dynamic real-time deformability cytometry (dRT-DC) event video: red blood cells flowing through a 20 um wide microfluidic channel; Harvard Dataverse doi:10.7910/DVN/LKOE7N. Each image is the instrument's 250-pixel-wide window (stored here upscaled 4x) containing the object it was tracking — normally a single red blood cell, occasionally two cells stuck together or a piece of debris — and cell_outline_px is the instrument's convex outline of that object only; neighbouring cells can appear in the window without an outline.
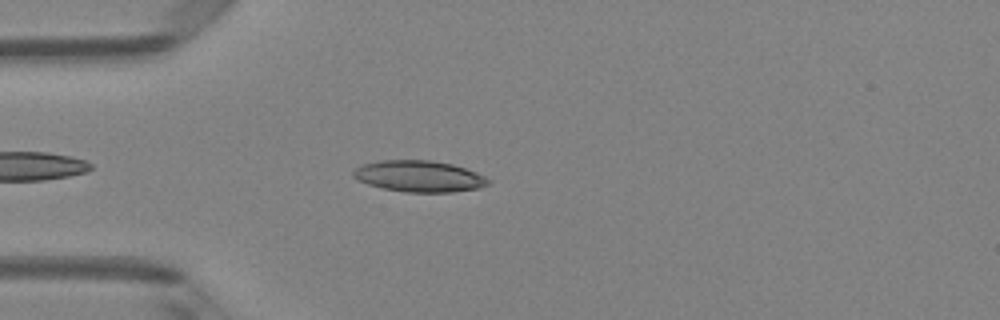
{"species": "Egyptian fruit bat (a non-hibernating species)", "species_latin": "Rousettus aegyptiacus", "temperature_condition": "room temperature", "stored_images_in_passage": 37, "camera_frame_rate_fps": 3000, "um_per_image_px": 0.085, "animal": {"sex": "female"}, "frame": {"image": 1, "passage_image": 6, "time_ms": 1.667, "image_size_px": [1000, 320], "cell_outline_px": [[492, 180], [488, 184], [480, 188], [452, 192], [404, 192], [384, 188], [368, 184], [356, 180], [352, 176], [352, 172], [360, 164], [380, 160], [432, 160], [452, 164], [476, 172]], "centroid_in_image_um": [35.61, 14.98], "position_along_channel_um": 49.4, "area_um2": 24.8}}
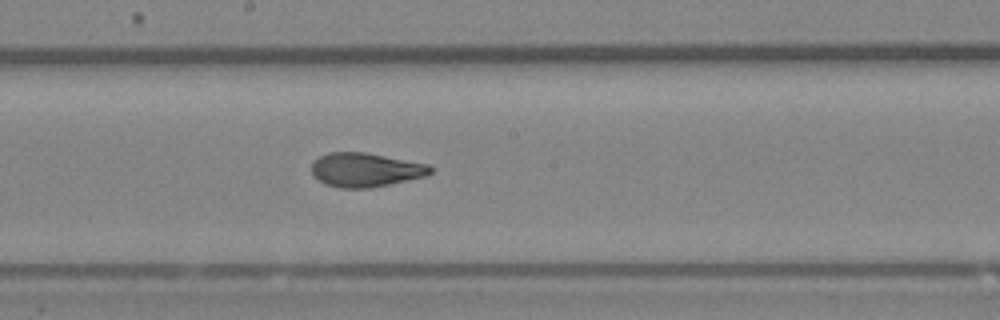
{"frame": {"image": 2, "passage_image": 19, "time_ms": 6.0, "image_size_px": [1000, 320], "cell_outline_px": [[432, 172], [428, 176], [368, 188], [340, 188], [324, 184], [312, 176], [312, 164], [320, 156], [328, 152], [364, 152], [428, 164], [432, 168]], "centroid_in_image_um": [31.05, 14.44], "position_along_channel_um": 217.1, "area_um2": 23.52}}
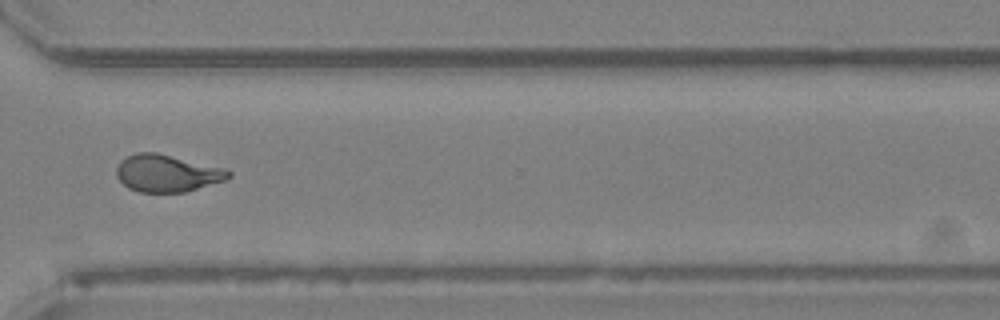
{"frame": {"image": 3, "passage_image": 29, "time_ms": 9.333, "image_size_px": [1000, 320], "cell_outline_px": [[232, 176], [224, 180], [184, 192], [140, 192], [128, 188], [116, 176], [116, 168], [120, 160], [136, 152], [156, 152], [224, 168], [232, 172]], "centroid_in_image_um": [14.17, 14.72], "position_along_channel_um": 356.4, "area_um2": 24.16}, "authors_computed_cell_mechanics": {"area_um2": 23.5246, "velocity_mm_per_s": 4.1575, "shape_relaxation_time_tau1_ms": 5.1001, "shape_relaxation_time_tau2_ms": 1.2739, "deformation_change_tau1": 0.1962, "deformation_change_tau2": 0.0891}}